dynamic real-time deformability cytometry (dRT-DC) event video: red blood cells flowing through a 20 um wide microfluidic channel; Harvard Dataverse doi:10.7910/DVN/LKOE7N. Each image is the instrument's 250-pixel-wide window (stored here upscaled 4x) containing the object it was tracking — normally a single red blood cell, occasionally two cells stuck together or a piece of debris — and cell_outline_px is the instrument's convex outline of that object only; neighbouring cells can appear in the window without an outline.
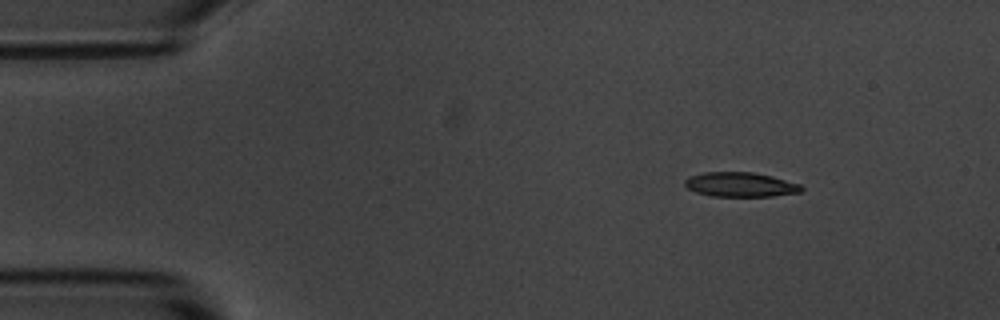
{"species": "common noctule bat (a hibernating species)", "species_latin": "Nyctalus noctula", "temperature_condition": "room temperature", "stored_images_in_passage": 3, "camera_frame_rate_fps": 3000, "um_per_image_px": 0.085, "animal": {"sex": "male", "body_mass_g": 20.1, "forearm_length_mm": 53.5}, "frame": {"image": 1, "passage_image": 1, "time_ms": 0.0, "image_size_px": [1000, 320], "cell_outline_px": [[804, 188], [800, 192], [772, 196], [712, 196], [696, 192], [688, 188], [684, 184], [684, 180], [688, 176], [704, 172], [752, 172], [772, 176], [800, 184]], "centroid_in_image_um": [62.91, 15.68], "position_along_channel_um": 22.1, "area_um2": 16.65}}